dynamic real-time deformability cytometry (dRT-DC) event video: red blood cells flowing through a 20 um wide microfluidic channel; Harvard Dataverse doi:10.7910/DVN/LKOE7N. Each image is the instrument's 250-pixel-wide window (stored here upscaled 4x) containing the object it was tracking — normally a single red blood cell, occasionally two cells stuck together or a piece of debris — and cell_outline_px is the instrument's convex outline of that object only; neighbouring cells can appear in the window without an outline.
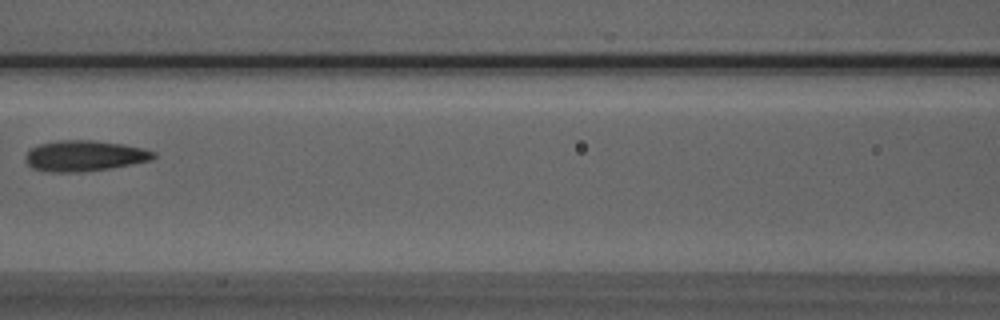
{"species": "Egyptian fruit bat (a non-hibernating species)", "species_latin": "Rousettus aegyptiacus", "temperature_condition": "room temperature", "stored_images_in_passage": 5, "camera_frame_rate_fps": 3000, "um_per_image_px": 0.085, "animal": {"sex": "male"}, "frame": {"image": 1, "passage_image": 3, "time_ms": 2.333, "image_size_px": [1000, 320], "cell_outline_px": [[156, 156], [152, 160], [108, 168], [84, 172], [52, 172], [32, 168], [24, 160], [24, 156], [32, 148], [40, 144], [60, 140], [92, 140], [120, 144], [144, 148], [156, 152]], "centroid_in_image_um": [7.17, 13.25], "position_along_channel_um": 159.4, "area_um2": 22.83}}
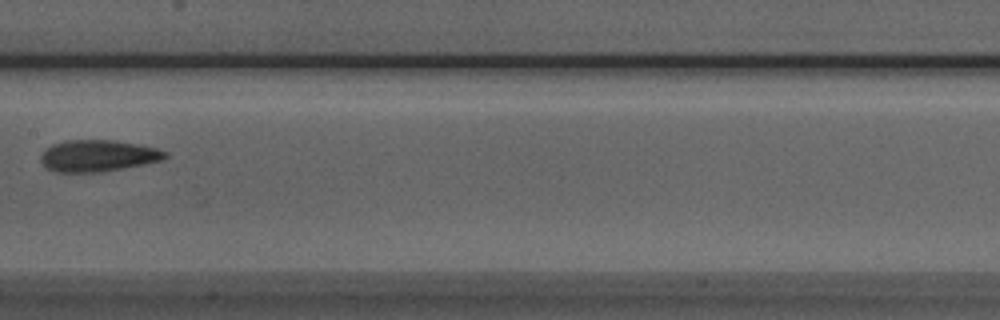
{"frame": {"image": 2, "passage_image": 4, "time_ms": 3.333, "image_size_px": [1000, 320], "cell_outline_px": [[168, 156], [164, 160], [100, 172], [56, 172], [44, 168], [40, 160], [40, 156], [44, 148], [52, 144], [64, 140], [116, 140], [140, 144], [156, 148], [168, 152]], "centroid_in_image_um": [8.29, 13.23], "position_along_channel_um": 199.1, "area_um2": 23.24}}